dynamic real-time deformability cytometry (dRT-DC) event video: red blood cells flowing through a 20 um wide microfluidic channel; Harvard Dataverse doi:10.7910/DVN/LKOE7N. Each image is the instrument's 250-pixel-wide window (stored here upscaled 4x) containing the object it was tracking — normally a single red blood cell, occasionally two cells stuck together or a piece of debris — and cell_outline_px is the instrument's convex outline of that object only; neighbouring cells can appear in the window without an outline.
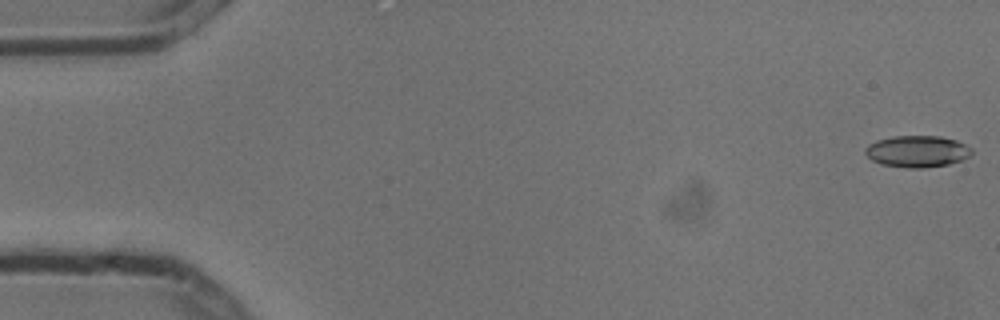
{"species": "common noctule bat (a hibernating species)", "species_latin": "Nyctalus noctula", "temperature_condition": "cold", "stored_images_in_passage": 7, "camera_frame_rate_fps": 3000, "um_per_image_px": 0.085, "animal": {"sex": "male", "body_mass_g": 13.3}, "frame": {"image": 1, "passage_image": 1, "time_ms": 0.0, "image_size_px": [1000, 320], "cell_outline_px": [[972, 156], [948, 164], [924, 168], [908, 168], [880, 164], [872, 160], [864, 152], [864, 148], [868, 144], [876, 140], [892, 136], [940, 136], [956, 140], [972, 148]], "centroid_in_image_um": [77.95, 12.86], "position_along_channel_um": 7.1, "area_um2": 19.77}}
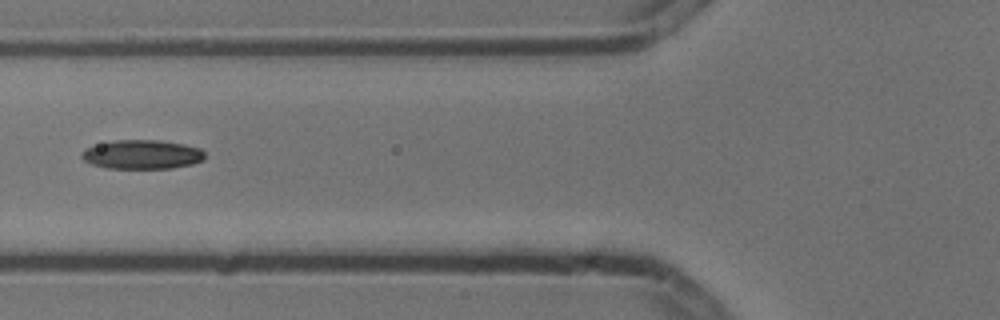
{"frame": {"image": 2, "passage_image": 6, "time_ms": 1.667, "image_size_px": [1000, 320], "cell_outline_px": [[204, 160], [192, 164], [172, 168], [108, 168], [92, 164], [84, 160], [80, 156], [88, 148], [100, 144], [116, 140], [160, 140], [184, 144], [200, 148], [204, 152]], "centroid_in_image_um": [12.13, 13.13], "position_along_channel_um": 113.7, "area_um2": 20.63}}
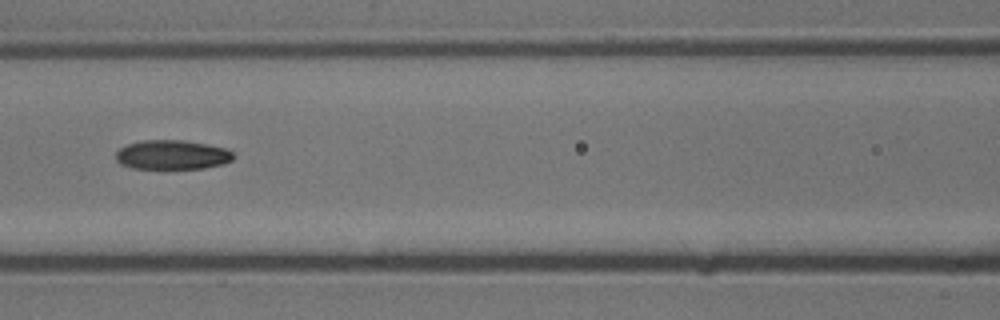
{"frame": {"image": 3, "passage_image": 7, "time_ms": 2.0, "image_size_px": [1000, 320], "cell_outline_px": [[232, 160], [224, 164], [204, 168], [132, 168], [120, 164], [116, 160], [116, 152], [120, 148], [128, 144], [140, 140], [184, 140], [208, 144], [228, 148], [232, 152]], "centroid_in_image_um": [14.64, 13.15], "position_along_channel_um": 152.0, "area_um2": 20.17}}